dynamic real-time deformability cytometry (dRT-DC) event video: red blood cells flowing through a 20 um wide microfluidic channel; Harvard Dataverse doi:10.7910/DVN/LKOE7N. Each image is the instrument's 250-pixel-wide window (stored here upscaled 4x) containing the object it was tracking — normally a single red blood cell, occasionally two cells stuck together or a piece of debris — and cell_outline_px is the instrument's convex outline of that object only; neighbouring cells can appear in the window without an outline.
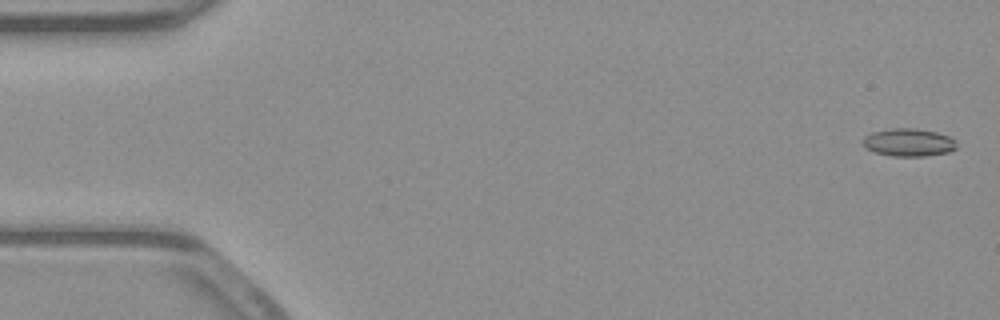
{"species": "common noctule bat (a hibernating species)", "species_latin": "Nyctalus noctula", "temperature_condition": "warm", "stored_images_in_passage": 53, "camera_frame_rate_fps": 3000, "um_per_image_px": 0.085, "animal": {"sex": "male", "body_mass_g": 23.1, "forearm_length_mm": 52.7}, "frame": {"image": 1, "passage_image": 2, "time_ms": 0.333, "image_size_px": [1000, 320], "cell_outline_px": [[956, 148], [948, 152], [924, 156], [892, 156], [872, 152], [864, 148], [860, 144], [860, 140], [864, 136], [872, 132], [892, 128], [916, 128], [936, 132], [948, 136], [956, 140]], "centroid_in_image_um": [77.15, 12.1], "position_along_channel_um": 7.8, "area_um2": 15.49}}
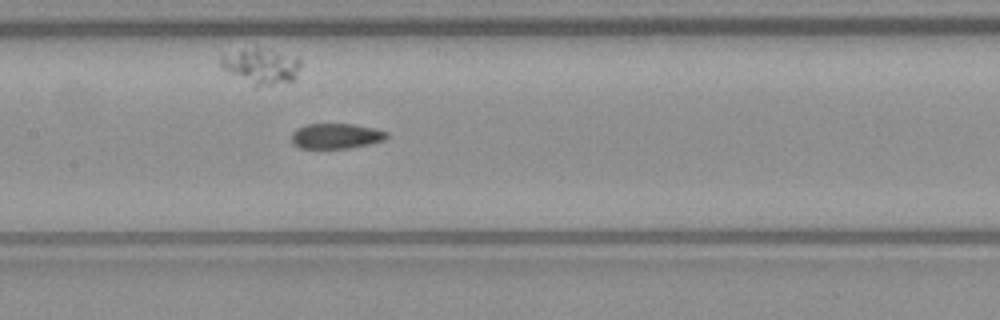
{"frame": {"image": 2, "passage_image": 26, "time_ms": 8.333, "image_size_px": [1000, 320], "cell_outline_px": [[388, 136], [384, 140], [368, 144], [348, 148], [300, 148], [292, 144], [292, 132], [296, 128], [308, 124], [352, 124], [376, 128], [388, 132]], "centroid_in_image_um": [28.56, 11.56], "position_along_channel_um": 178.8, "area_um2": 14.05}}
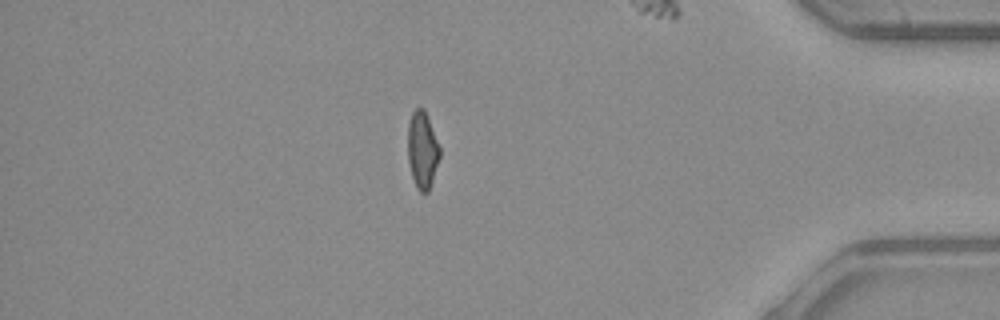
{"frame": {"image": 3, "passage_image": 46, "time_ms": 15.0, "image_size_px": [1000, 320], "cell_outline_px": [[440, 156], [428, 192], [420, 192], [416, 188], [412, 176], [408, 160], [408, 124], [412, 112], [416, 108], [424, 108], [440, 148]], "centroid_in_image_um": [35.89, 12.74], "position_along_channel_um": 399.3, "area_um2": 14.16}, "authors_computed_cell_mechanics": {"area_um2": 14.8546, "velocity_mm_per_s": 3.9336, "shape_relaxation_time_tau1_ms": 5.3309, "shape_relaxation_time_tau2_ms": 4.9995, "deformation_change_tau1": 0.1198, "deformation_change_tau2": 0.1113}}